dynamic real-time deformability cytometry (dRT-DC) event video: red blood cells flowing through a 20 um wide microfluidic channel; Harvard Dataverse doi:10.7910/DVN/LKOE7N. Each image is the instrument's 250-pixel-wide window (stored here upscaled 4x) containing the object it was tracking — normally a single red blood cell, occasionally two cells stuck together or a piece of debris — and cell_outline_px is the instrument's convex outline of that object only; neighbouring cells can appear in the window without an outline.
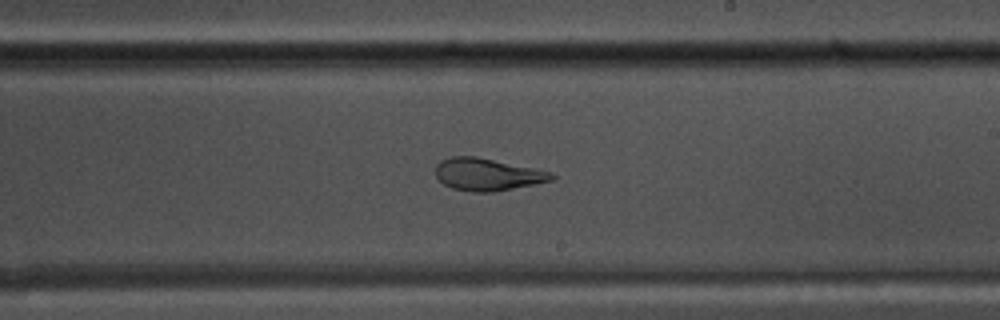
{"species": "common noctule bat (a hibernating species)", "species_latin": "Nyctalus noctula", "temperature_condition": "warm", "stored_images_in_passage": 48, "camera_frame_rate_fps": 3000, "um_per_image_px": 0.085, "animal": {"sex": "male", "body_mass_g": 17.5, "forearm_length_mm": 52.3}, "frame": {"image": 1, "passage_image": 26, "time_ms": 8.333, "image_size_px": [1000, 320], "cell_outline_px": [[556, 176], [552, 180], [492, 192], [472, 192], [452, 188], [444, 184], [436, 176], [436, 164], [440, 160], [452, 156], [476, 156], [536, 168], [552, 172]], "centroid_in_image_um": [41.41, 14.81], "position_along_channel_um": 247.6, "area_um2": 21.79}}
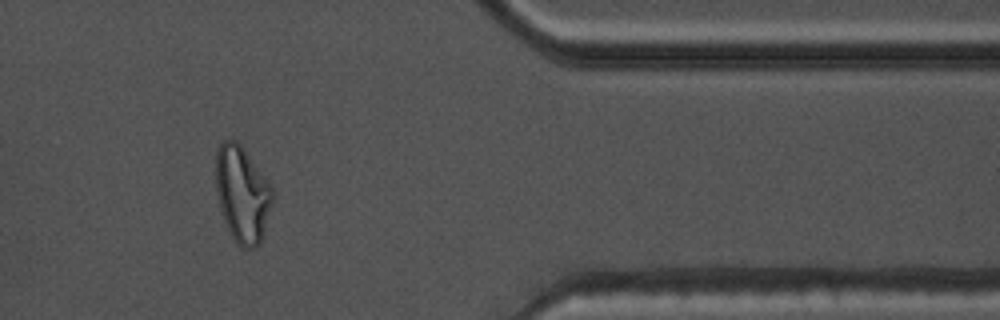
{"frame": {"image": 2, "passage_image": 39, "time_ms": 12.667, "image_size_px": [1000, 320], "cell_outline_px": [[272, 204], [264, 232], [260, 244], [252, 248], [240, 248], [236, 244], [228, 232], [220, 208], [216, 192], [216, 148], [228, 136], [236, 140], [240, 144], [268, 180], [272, 188]], "centroid_in_image_um": [20.57, 16.5], "position_along_channel_um": 390.8, "area_um2": 32.08}}
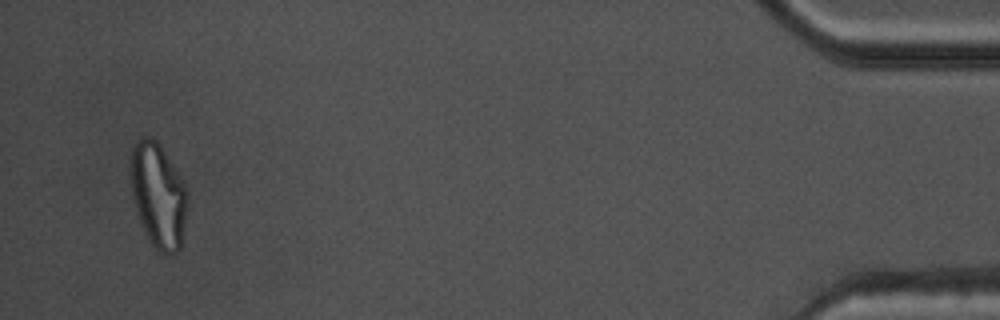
{"frame": {"image": 3, "passage_image": 46, "time_ms": 15.0, "image_size_px": [1000, 320], "cell_outline_px": [[188, 204], [180, 248], [172, 256], [164, 256], [156, 252], [140, 224], [136, 212], [132, 196], [132, 148], [140, 136], [148, 136], [156, 140], [160, 144], [184, 184], [188, 192]], "centroid_in_image_um": [13.46, 16.68], "position_along_channel_um": 421.7, "area_um2": 34.8}, "authors_computed_cell_mechanics": {"area_um2": 24.9118, "velocity_mm_per_s": 3.8109, "shape_relaxation_time_tau1_ms": null, "shape_relaxation_time_tau2_ms": 1.408, "deformation_change_tau1": null, "deformation_change_tau2": 0.0757}}